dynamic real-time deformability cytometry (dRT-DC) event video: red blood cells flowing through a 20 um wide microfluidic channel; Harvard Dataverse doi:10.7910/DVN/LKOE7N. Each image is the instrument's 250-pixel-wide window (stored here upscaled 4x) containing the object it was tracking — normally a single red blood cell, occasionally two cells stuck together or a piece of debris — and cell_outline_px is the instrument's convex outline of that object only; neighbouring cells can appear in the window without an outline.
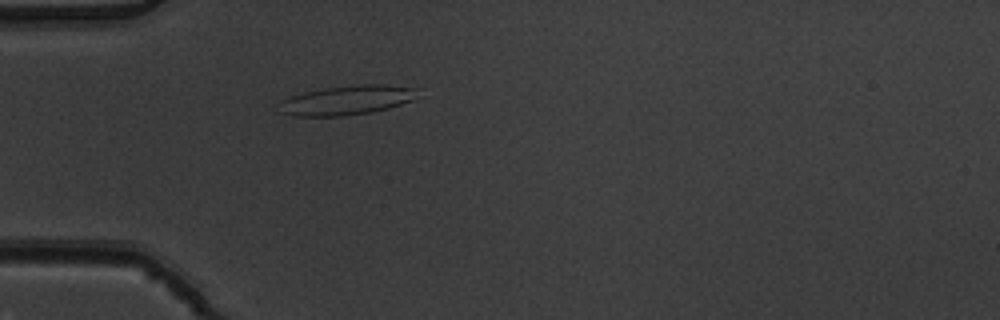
{"species": "common noctule bat (a hibernating species)", "species_latin": "Nyctalus noctula", "temperature_condition": "warm", "stored_images_in_passage": 2, "camera_frame_rate_fps": 3000, "um_per_image_px": 0.085, "animal": {"sex": "male", "body_mass_g": 19.5, "forearm_length_mm": 54.6}, "frame": {"image": 1, "passage_image": 2, "time_ms": 0.333, "image_size_px": [1000, 320], "cell_outline_px": [[424, 88], [412, 100], [388, 108], [372, 112], [340, 116], [292, 116], [276, 112], [280, 100], [304, 92], [324, 88], [360, 84], [384, 84]], "centroid_in_image_um": [29.49, 8.51], "position_along_channel_um": 55.5, "area_um2": 24.16}}